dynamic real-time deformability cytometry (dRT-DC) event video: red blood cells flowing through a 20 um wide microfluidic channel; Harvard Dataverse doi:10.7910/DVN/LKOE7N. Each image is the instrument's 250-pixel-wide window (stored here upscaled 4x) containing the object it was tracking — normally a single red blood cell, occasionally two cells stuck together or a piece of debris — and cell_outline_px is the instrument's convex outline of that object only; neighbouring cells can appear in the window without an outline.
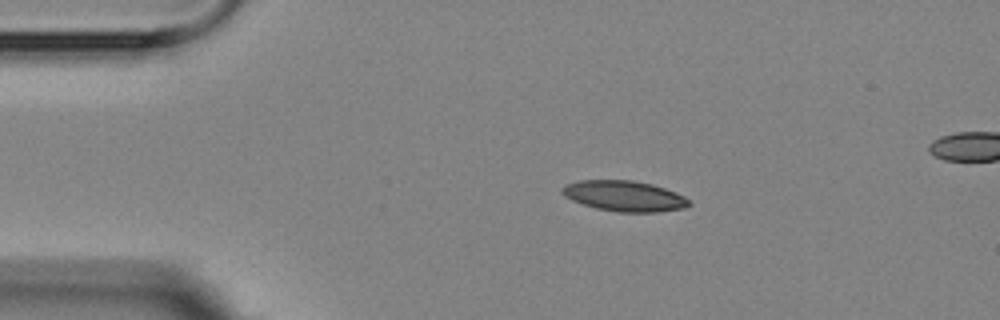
{"species": "Egyptian fruit bat (a non-hibernating species)", "species_latin": "Rousettus aegyptiacus", "temperature_condition": "room temperature", "stored_images_in_passage": 10, "camera_frame_rate_fps": 3000, "um_per_image_px": 0.085, "animal": {"sex": "female"}, "frame": {"image": 1, "passage_image": 2, "time_ms": 1.333, "image_size_px": [1000, 320], "cell_outline_px": [[692, 204], [684, 208], [656, 212], [616, 212], [596, 208], [572, 200], [564, 196], [560, 192], [560, 188], [568, 184], [580, 180], [632, 180], [652, 184], [676, 192], [692, 200]], "centroid_in_image_um": [53.09, 16.66], "position_along_channel_um": 31.9, "area_um2": 22.72}}
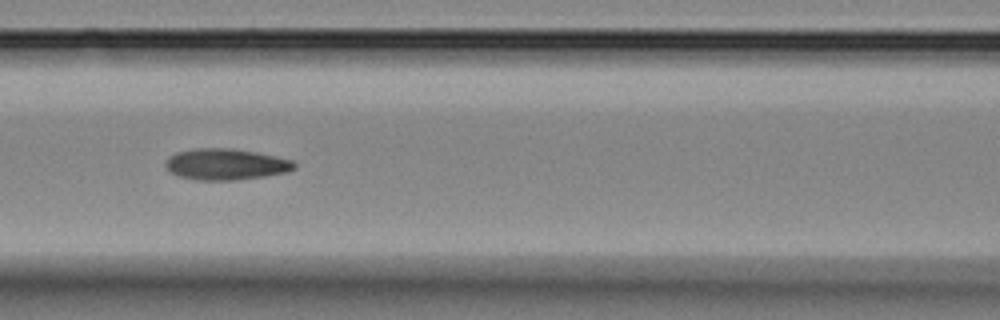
{"frame": {"image": 2, "passage_image": 6, "time_ms": 5.667, "image_size_px": [1000, 320], "cell_outline_px": [[296, 168], [288, 172], [264, 176], [232, 180], [200, 180], [180, 176], [172, 172], [164, 164], [168, 156], [176, 152], [192, 148], [232, 148], [256, 152], [292, 160], [296, 164]], "centroid_in_image_um": [19.2, 13.95], "position_along_channel_um": 147.4, "area_um2": 23.35}}
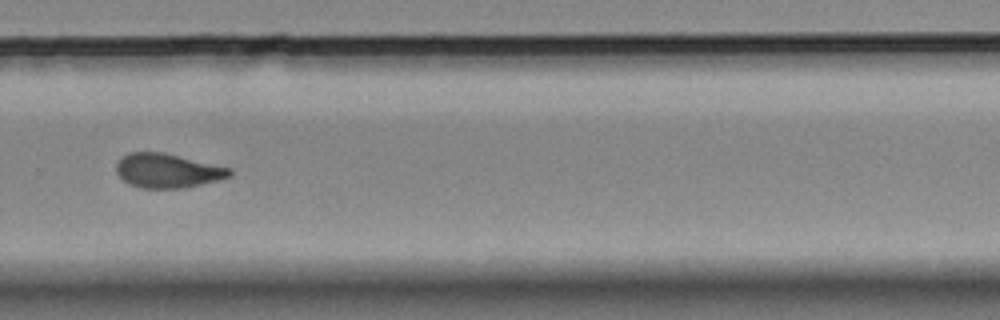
{"frame": {"image": 3, "passage_image": 10, "time_ms": 10.333, "image_size_px": [1000, 320], "cell_outline_px": [[232, 176], [184, 188], [140, 188], [128, 184], [116, 172], [116, 164], [120, 156], [128, 152], [164, 152], [232, 168]], "centroid_in_image_um": [14.22, 14.5], "position_along_channel_um": 315.6, "area_um2": 22.77}}